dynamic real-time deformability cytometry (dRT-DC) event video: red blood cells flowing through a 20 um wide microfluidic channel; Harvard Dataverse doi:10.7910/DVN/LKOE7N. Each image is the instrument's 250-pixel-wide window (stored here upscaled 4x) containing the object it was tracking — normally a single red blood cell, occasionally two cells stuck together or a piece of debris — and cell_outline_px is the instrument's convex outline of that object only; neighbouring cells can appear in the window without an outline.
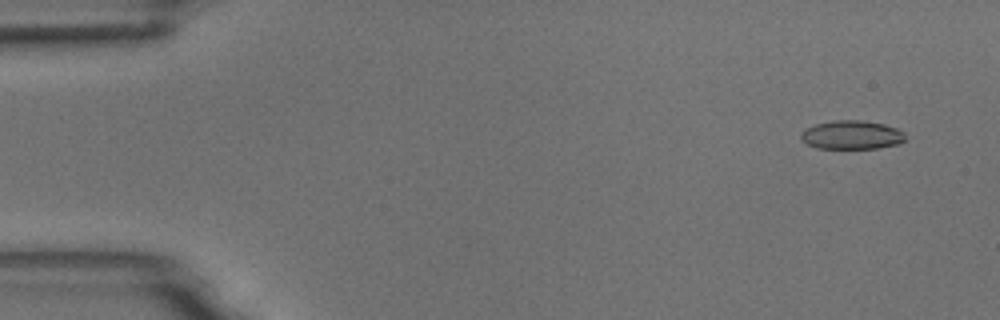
{"species": "common noctule bat (a hibernating species)", "species_latin": "Nyctalus noctula", "temperature_condition": "room temperature", "stored_images_in_passage": 55, "camera_frame_rate_fps": 3000, "um_per_image_px": 0.085, "animal": {"sex": "male", "body_mass_g": 18.8}, "frame": {"image": 1, "passage_image": 4, "time_ms": 1.0, "image_size_px": [1000, 320], "cell_outline_px": [[904, 140], [900, 144], [880, 148], [816, 148], [808, 144], [800, 136], [800, 132], [804, 128], [816, 124], [836, 120], [864, 120], [884, 124], [896, 128], [904, 132]], "centroid_in_image_um": [72.4, 11.46], "position_along_channel_um": 12.6, "area_um2": 17.51}}
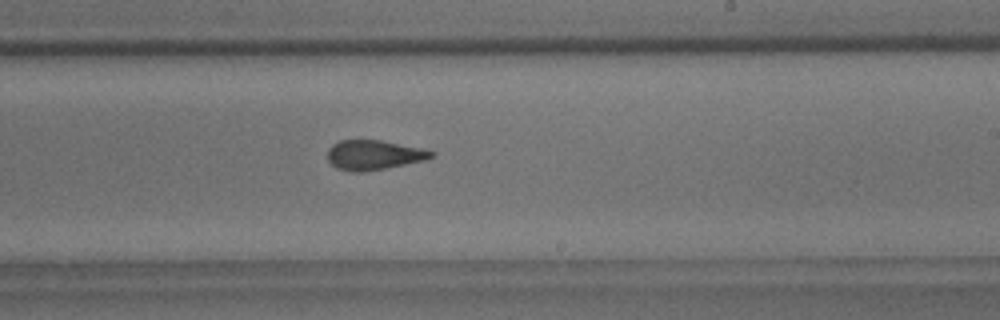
{"frame": {"image": 2, "passage_image": 33, "time_ms": 10.667, "image_size_px": [1000, 320], "cell_outline_px": [[436, 156], [428, 160], [384, 168], [360, 172], [352, 172], [336, 168], [328, 160], [328, 148], [332, 144], [340, 140], [380, 140], [424, 148], [436, 152]], "centroid_in_image_um": [31.82, 13.16], "position_along_channel_um": 257.2, "area_um2": 18.15}}
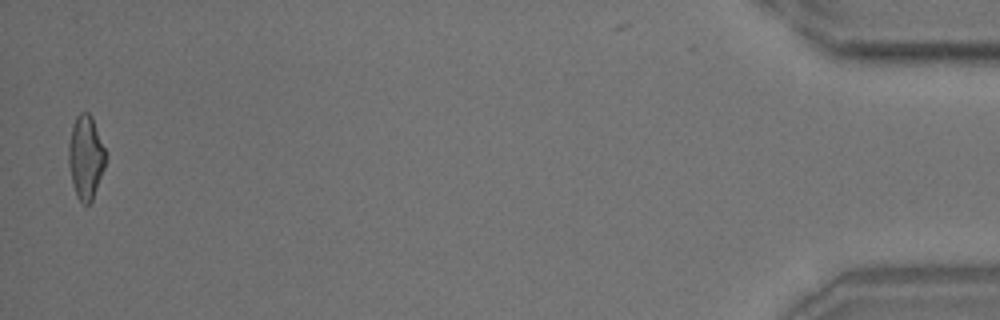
{"frame": {"image": 3, "passage_image": 54, "time_ms": 17.667, "image_size_px": [1000, 320], "cell_outline_px": [[104, 168], [92, 200], [88, 204], [84, 204], [76, 196], [68, 164], [68, 144], [72, 124], [76, 116], [80, 112], [88, 112], [92, 116], [104, 148]], "centroid_in_image_um": [7.25, 13.33], "position_along_channel_um": 427.9, "area_um2": 17.8}, "authors_computed_cell_mechanics": {"area_um2": 18.207, "velocity_mm_per_s": 3.7388, "shape_relaxation_time_tau1_ms": 5.1999, "shape_relaxation_time_tau2_ms": 1.6811, "deformation_change_tau1": 0.1545, "deformation_change_tau2": 0.0991}}